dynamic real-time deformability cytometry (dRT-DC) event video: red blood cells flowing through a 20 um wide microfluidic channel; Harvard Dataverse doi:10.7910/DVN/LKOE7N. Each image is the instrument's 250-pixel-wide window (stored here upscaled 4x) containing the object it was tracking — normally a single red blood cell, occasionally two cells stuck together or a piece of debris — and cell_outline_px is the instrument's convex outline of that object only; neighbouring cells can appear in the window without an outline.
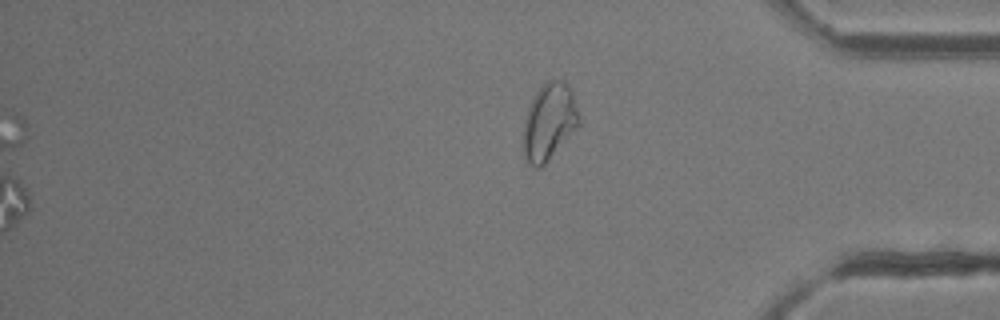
{"species": "common noctule bat (a hibernating species)", "species_latin": "Nyctalus noctula", "temperature_condition": "room temperature", "stored_images_in_passage": 31, "segment_of_instrument_passage": [2, 2], "camera_frame_rate_fps": 3000, "um_per_image_px": 0.085, "animal": {"sex": "female"}, "frame": {"image": 1, "passage_image": 31, "time_ms": 10.0, "image_size_px": [1000, 320], "cell_outline_px": [[580, 124], [544, 164], [540, 168], [536, 168], [528, 164], [524, 156], [524, 120], [528, 108], [536, 92], [548, 80], [560, 80], [572, 88], [580, 116]], "centroid_in_image_um": [46.69, 10.34], "position_along_channel_um": 388.5, "area_um2": 24.68}}